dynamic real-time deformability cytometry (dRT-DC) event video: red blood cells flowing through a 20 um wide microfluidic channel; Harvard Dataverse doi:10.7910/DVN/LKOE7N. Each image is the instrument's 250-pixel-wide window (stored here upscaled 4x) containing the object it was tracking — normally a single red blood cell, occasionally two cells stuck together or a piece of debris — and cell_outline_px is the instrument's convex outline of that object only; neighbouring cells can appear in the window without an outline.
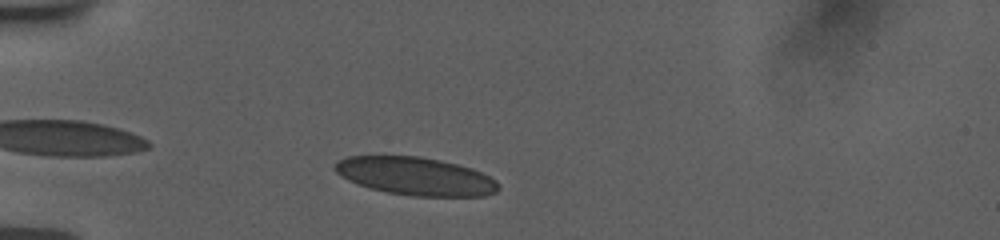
{"species": "human", "species_latin": "Homo sapiens", "temperature_condition": "room temperature", "stored_images_in_passage": 43, "camera_frame_rate_fps": 3000, "um_per_image_px": 0.085, "donor": {"sex": "female"}, "frame": {"image": 1, "passage_image": 3, "time_ms": 0.667, "image_size_px": [1000, 240], "cell_outline_px": [[500, 188], [496, 192], [484, 196], [412, 196], [388, 192], [368, 188], [356, 184], [340, 176], [332, 168], [332, 164], [336, 160], [348, 156], [420, 156], [440, 160], [472, 168], [496, 180]], "centroid_in_image_um": [35.27, 14.97], "position_along_channel_um": 49.7, "area_um2": 36.47}}
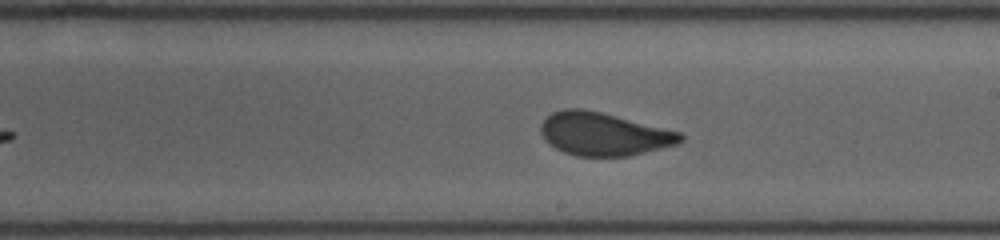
{"frame": {"image": 2, "passage_image": 21, "time_ms": 6.333, "image_size_px": [1000, 240], "cell_outline_px": [[684, 140], [676, 144], [628, 156], [576, 156], [564, 152], [548, 144], [544, 140], [540, 132], [540, 124], [552, 112], [564, 108], [580, 108], [600, 112], [680, 132], [684, 136]], "centroid_in_image_um": [51.26, 11.39], "position_along_channel_um": 237.7, "area_um2": 34.8}}
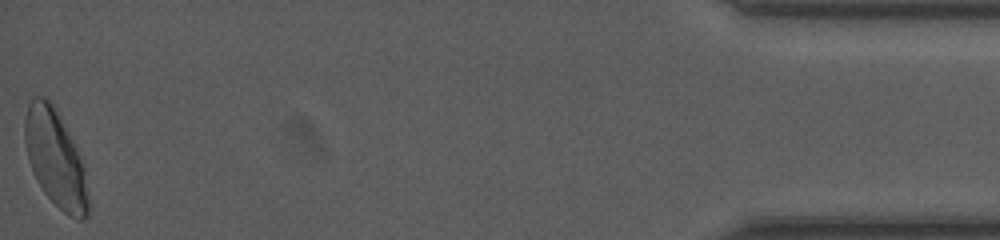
{"frame": {"image": 3, "passage_image": 43, "time_ms": 13.667, "image_size_px": [1000, 240], "cell_outline_px": [[88, 216], [84, 220], [80, 220], [64, 212], [44, 192], [28, 160], [24, 140], [24, 120], [28, 104], [36, 96], [44, 96], [56, 108], [76, 148], [80, 160], [88, 200]], "centroid_in_image_um": [4.67, 13.43], "position_along_channel_um": 430.5, "area_um2": 34.74}, "authors_computed_cell_mechanics": {"area_um2": 34.8534, "velocity_mm_per_s": 3.7705, "shape_relaxation_time_tau1_ms": 5.1721, "shape_relaxation_time_tau2_ms": null, "deformation_change_tau1": 0.1449, "deformation_change_tau2": null}}